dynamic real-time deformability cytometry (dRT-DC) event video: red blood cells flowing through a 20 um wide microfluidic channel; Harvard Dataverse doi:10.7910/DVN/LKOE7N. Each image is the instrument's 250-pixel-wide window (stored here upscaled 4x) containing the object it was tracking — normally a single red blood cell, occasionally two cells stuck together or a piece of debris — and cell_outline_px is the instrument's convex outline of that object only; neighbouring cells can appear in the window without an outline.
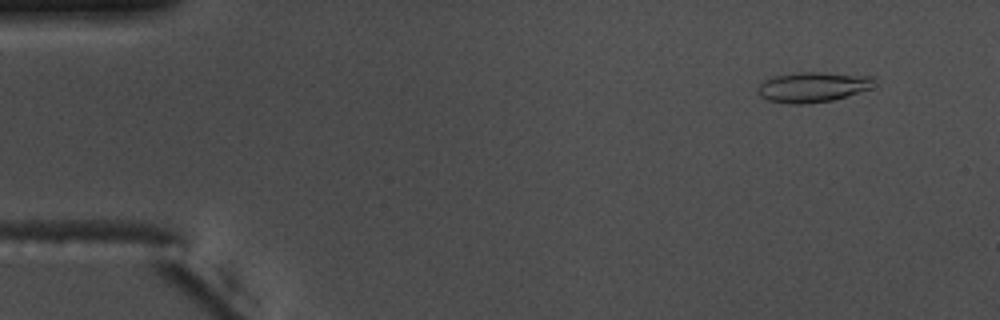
{"species": "common noctule bat (a hibernating species)", "species_latin": "Nyctalus noctula", "temperature_condition": "warm", "stored_images_in_passage": 53, "camera_frame_rate_fps": 3000, "um_per_image_px": 0.085, "animal": {"sex": "male", "body_mass_g": 17.5, "forearm_length_mm": 52.3}, "frame": {"image": 1, "passage_image": 4, "time_ms": 1.0, "image_size_px": [1000, 320], "cell_outline_px": [[876, 76], [868, 88], [832, 100], [804, 104], [788, 104], [768, 100], [760, 96], [756, 92], [756, 88], [764, 80], [776, 76], [800, 72], [820, 72]], "centroid_in_image_um": [69.01, 7.39], "position_along_channel_um": 16.0, "area_um2": 20.17}}
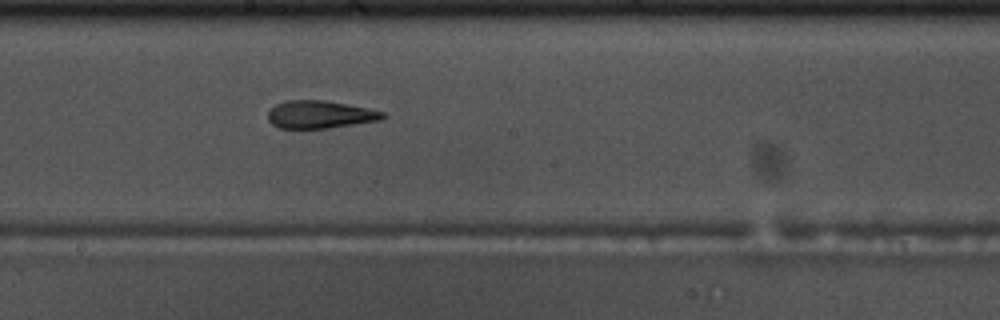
{"frame": {"image": 2, "passage_image": 29, "time_ms": 9.333, "image_size_px": [1000, 320], "cell_outline_px": [[388, 116], [380, 120], [328, 128], [280, 128], [272, 124], [268, 120], [268, 112], [276, 104], [284, 100], [328, 100], [384, 112]], "centroid_in_image_um": [27.19, 9.72], "position_along_channel_um": 221.0, "area_um2": 18.5}}
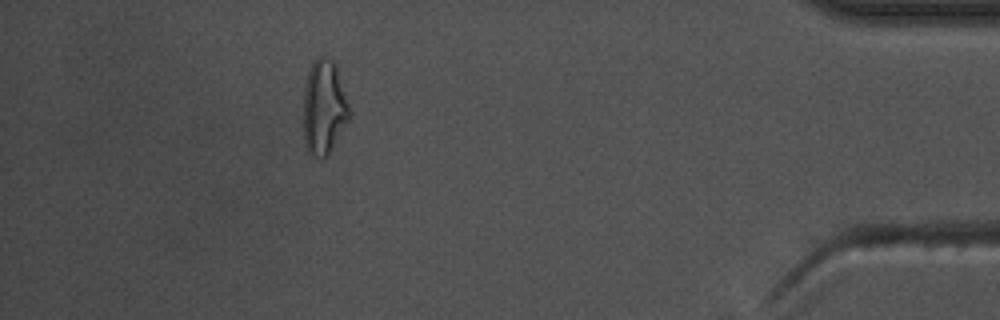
{"frame": {"image": 3, "passage_image": 48, "time_ms": 15.667, "image_size_px": [1000, 320], "cell_outline_px": [[352, 116], [328, 156], [324, 160], [308, 152], [304, 144], [304, 88], [308, 72], [316, 56], [324, 56], [332, 60], [336, 64]], "centroid_in_image_um": [27.56, 9.15], "position_along_channel_um": 407.6, "area_um2": 25.66}, "authors_computed_cell_mechanics": {"area_um2": 19.4208, "velocity_mm_per_s": 3.7664, "shape_relaxation_time_tau1_ms": null, "shape_relaxation_time_tau2_ms": 1.8932, "deformation_change_tau1": null, "deformation_change_tau2": 0.1089}}